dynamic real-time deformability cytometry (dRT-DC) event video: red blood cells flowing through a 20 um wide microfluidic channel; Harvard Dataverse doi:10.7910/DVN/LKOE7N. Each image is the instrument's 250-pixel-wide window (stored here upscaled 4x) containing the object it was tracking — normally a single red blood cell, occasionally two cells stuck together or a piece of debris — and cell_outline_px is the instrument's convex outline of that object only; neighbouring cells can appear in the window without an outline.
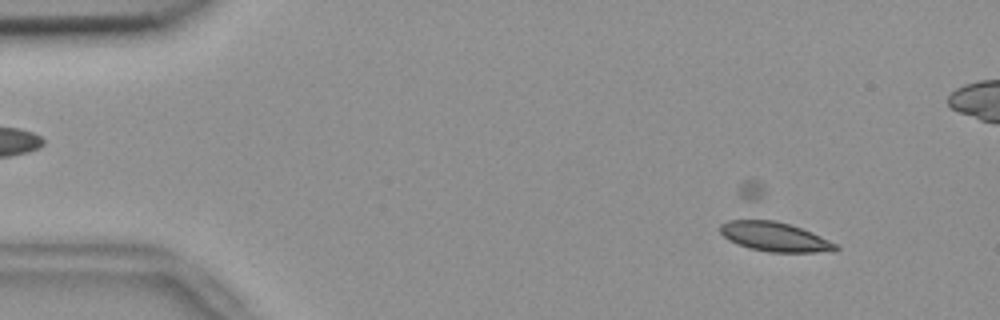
{"species": "common noctule bat (a hibernating species)", "species_latin": "Nyctalus noctula", "temperature_condition": "room temperature", "stored_images_in_passage": 58, "camera_frame_rate_fps": 3000, "um_per_image_px": 0.085, "animal": {"sex": "female", "body_mass_g": 18.4}, "frame": {"image": 1, "passage_image": 6, "time_ms": 1.667, "image_size_px": [1000, 320], "cell_outline_px": [[840, 248], [836, 252], [768, 252], [748, 248], [728, 240], [720, 232], [720, 224], [728, 220], [748, 216], [756, 216], [776, 220], [812, 232], [836, 244]], "centroid_in_image_um": [65.78, 20.07], "position_along_channel_um": 19.2, "area_um2": 20.58}}
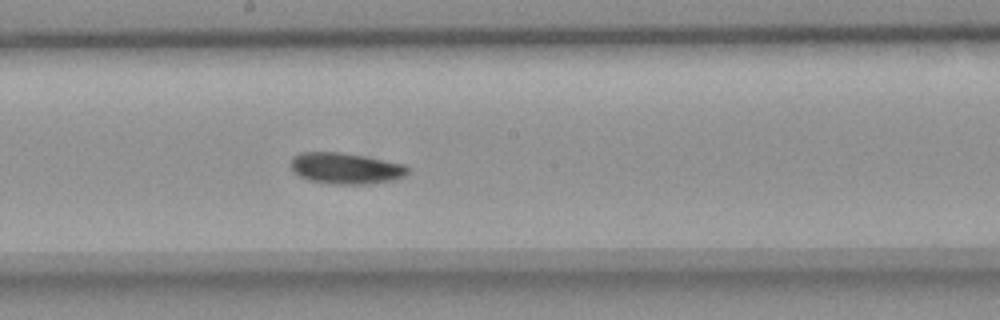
{"frame": {"image": 2, "passage_image": 30, "time_ms": 9.667, "image_size_px": [1000, 320], "cell_outline_px": [[408, 172], [404, 176], [396, 180], [368, 184], [328, 184], [308, 180], [292, 172], [288, 164], [292, 156], [300, 152], [340, 152], [364, 156], [404, 164], [408, 168]], "centroid_in_image_um": [29.32, 14.31], "position_along_channel_um": 218.9, "area_um2": 21.62}}
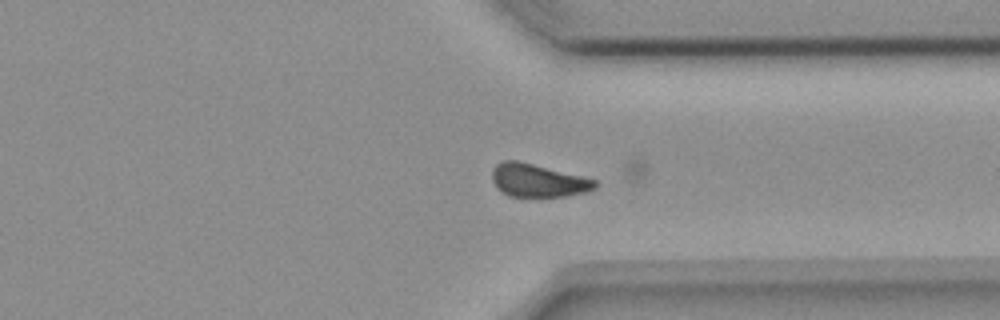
{"frame": {"image": 3, "passage_image": 42, "time_ms": 13.667, "image_size_px": [1000, 320], "cell_outline_px": [[600, 184], [596, 188], [588, 192], [568, 196], [508, 196], [496, 188], [492, 180], [492, 168], [496, 164], [504, 160], [516, 160], [596, 180]], "centroid_in_image_um": [45.72, 15.35], "position_along_channel_um": 365.7, "area_um2": 19.77}, "authors_computed_cell_mechanics": {"area_um2": 20.9525, "velocity_mm_per_s": 3.6393, "shape_relaxation_time_tau1_ms": 2.6891, "shape_relaxation_time_tau2_ms": null, "deformation_change_tau1": 0.0699, "deformation_change_tau2": null}}